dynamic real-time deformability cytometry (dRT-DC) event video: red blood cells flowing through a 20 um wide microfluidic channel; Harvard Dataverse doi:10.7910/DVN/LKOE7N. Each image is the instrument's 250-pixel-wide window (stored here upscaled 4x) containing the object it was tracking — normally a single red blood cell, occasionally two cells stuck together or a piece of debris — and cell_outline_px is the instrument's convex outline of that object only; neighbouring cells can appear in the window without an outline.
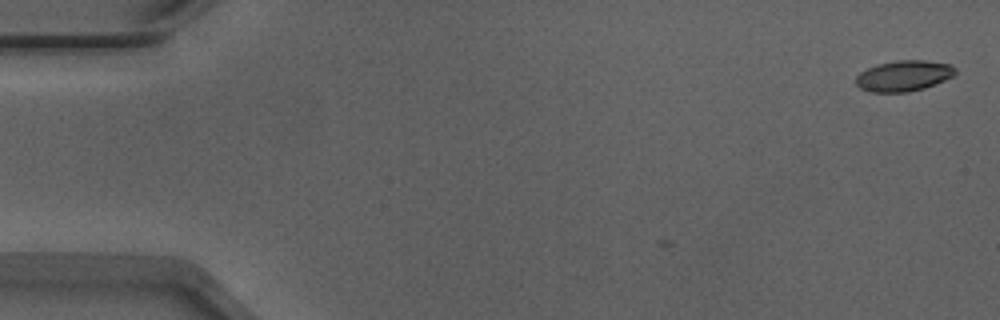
{"species": "Egyptian fruit bat (a non-hibernating species)", "species_latin": "Rousettus aegyptiacus", "temperature_condition": "warm", "stored_images_in_passage": 3, "camera_frame_rate_fps": 3000, "um_per_image_px": 0.085, "animal": {"sex": "male"}, "frame": {"image": 1, "passage_image": 3, "time_ms": 0.667, "image_size_px": [1000, 320], "cell_outline_px": [[956, 72], [952, 76], [944, 80], [924, 88], [908, 92], [868, 92], [860, 88], [856, 84], [856, 76], [860, 72], [876, 64], [896, 60], [924, 60], [952, 64], [956, 68]], "centroid_in_image_um": [76.8, 6.44], "position_along_channel_um": 8.2, "area_um2": 17.92}}